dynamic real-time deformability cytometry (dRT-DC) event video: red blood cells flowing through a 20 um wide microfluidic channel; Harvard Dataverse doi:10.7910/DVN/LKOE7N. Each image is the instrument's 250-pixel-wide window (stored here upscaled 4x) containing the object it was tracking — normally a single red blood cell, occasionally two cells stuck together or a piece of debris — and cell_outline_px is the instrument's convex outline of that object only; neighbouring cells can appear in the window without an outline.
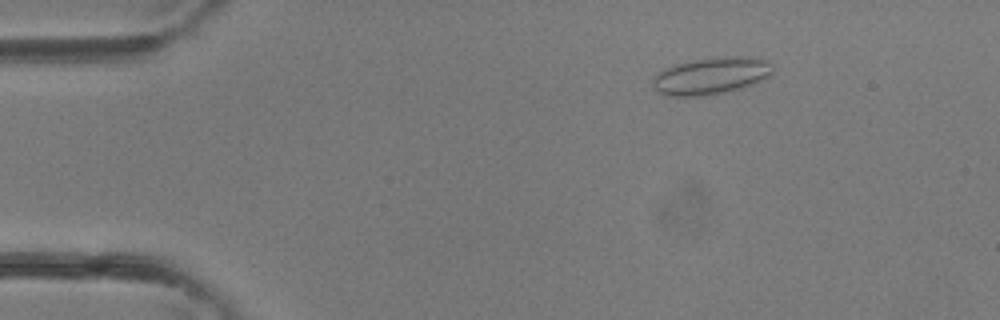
{"species": "common noctule bat (a hibernating species)", "species_latin": "Nyctalus noctula", "temperature_condition": "room temperature", "stored_images_in_passage": 4, "camera_frame_rate_fps": 3000, "um_per_image_px": 0.085, "animal": {"sex": "female"}, "frame": {"image": 1, "passage_image": 2, "time_ms": 0.333, "image_size_px": [1000, 320], "cell_outline_px": [[772, 72], [768, 76], [744, 88], [704, 96], [668, 96], [656, 92], [652, 84], [652, 80], [664, 68], [676, 64], [696, 60], [724, 56], [752, 56], [768, 60], [772, 68]], "centroid_in_image_um": [60.44, 6.45], "position_along_channel_um": 24.6, "area_um2": 25.89}}
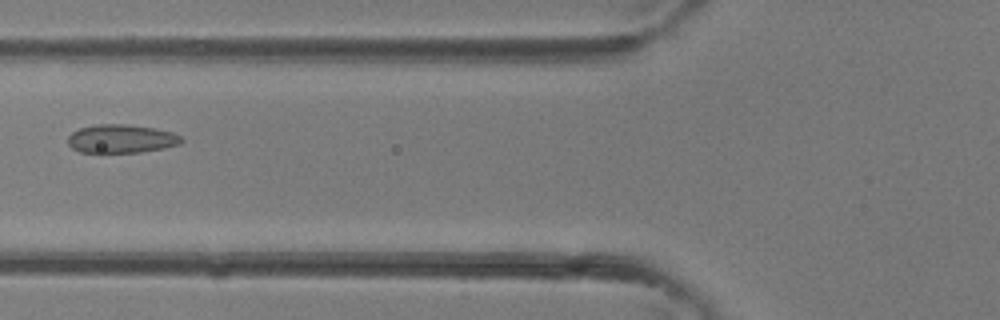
{"frame": {"image": 2, "passage_image": 4, "time_ms": 1.0, "image_size_px": [1000, 320], "cell_outline_px": [[184, 140], [180, 144], [164, 148], [140, 152], [80, 152], [72, 148], [68, 144], [68, 136], [72, 132], [80, 128], [96, 124], [128, 124], [152, 128], [172, 132], [180, 136]], "centroid_in_image_um": [10.3, 11.79], "position_along_channel_um": 115.5, "area_um2": 18.79}}